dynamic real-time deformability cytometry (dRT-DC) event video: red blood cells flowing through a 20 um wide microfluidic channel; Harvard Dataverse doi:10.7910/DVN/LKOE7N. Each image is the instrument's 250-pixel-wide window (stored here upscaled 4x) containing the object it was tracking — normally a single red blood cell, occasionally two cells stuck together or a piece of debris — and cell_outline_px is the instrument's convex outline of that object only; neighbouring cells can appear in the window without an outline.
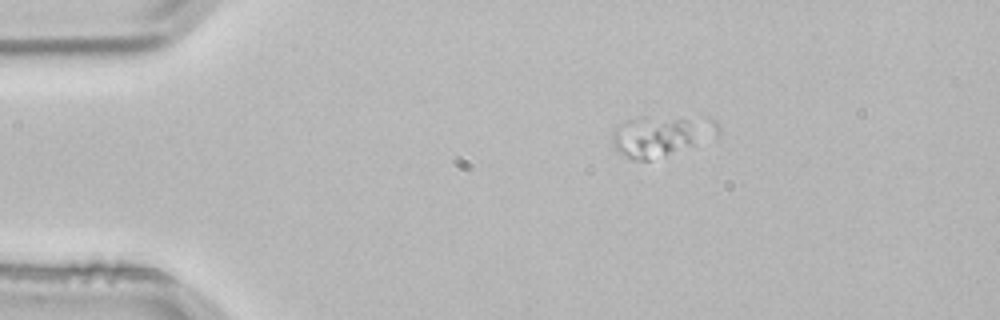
{"species": "common noctule bat (a hibernating species)", "species_latin": "Nyctalus noctula", "temperature_condition": "room temperature", "stored_images_in_passage": 2, "camera_frame_rate_fps": 3000, "um_per_image_px": 0.085, "animal": {"sex": "male", "body_mass_g": 21.5, "forearm_length_mm": 52.0}, "frame": {"image": 1, "passage_image": 1, "time_ms": 0.0, "image_size_px": [1000, 320], "cell_outline_px": [[692, 144], [664, 156], [648, 160], [632, 160], [620, 152], [612, 144], [612, 132], [624, 120], [684, 120], [692, 140]], "centroid_in_image_um": [55.29, 11.75], "position_along_channel_um": 29.7, "area_um2": 18.73}}